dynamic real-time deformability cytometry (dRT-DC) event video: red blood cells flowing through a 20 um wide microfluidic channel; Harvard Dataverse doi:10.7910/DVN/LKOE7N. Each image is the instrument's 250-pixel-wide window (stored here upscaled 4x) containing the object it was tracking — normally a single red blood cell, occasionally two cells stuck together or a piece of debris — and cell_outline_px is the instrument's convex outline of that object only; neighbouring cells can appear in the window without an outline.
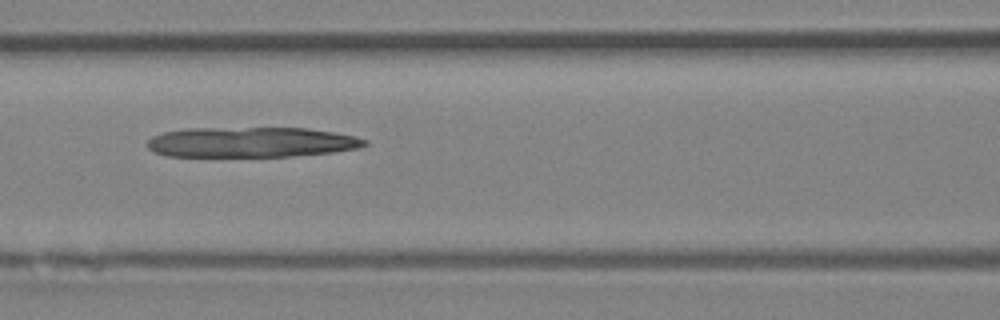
{"species": "Egyptian fruit bat (a non-hibernating species)", "species_latin": "Rousettus aegyptiacus", "temperature_condition": "room temperature", "stored_images_in_passage": 5, "camera_frame_rate_fps": 3000, "um_per_image_px": 0.085, "animal": {"sex": "female"}, "frame": {"image": 1, "passage_image": 5, "time_ms": 5.333, "image_size_px": [1000, 320], "cell_outline_px": [[368, 144], [360, 148], [332, 152], [288, 156], [168, 156], [152, 152], [148, 148], [148, 140], [152, 136], [164, 132], [188, 128], [308, 128], [356, 136], [368, 140]], "centroid_in_image_um": [21.36, 12.08], "position_along_channel_um": 145.2, "area_um2": 38.26}}